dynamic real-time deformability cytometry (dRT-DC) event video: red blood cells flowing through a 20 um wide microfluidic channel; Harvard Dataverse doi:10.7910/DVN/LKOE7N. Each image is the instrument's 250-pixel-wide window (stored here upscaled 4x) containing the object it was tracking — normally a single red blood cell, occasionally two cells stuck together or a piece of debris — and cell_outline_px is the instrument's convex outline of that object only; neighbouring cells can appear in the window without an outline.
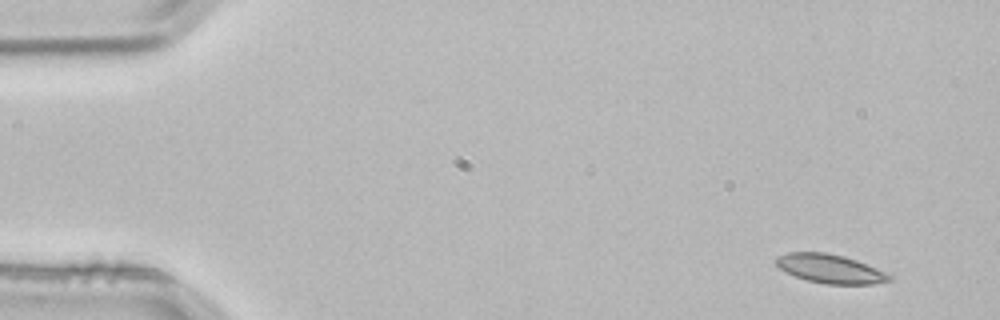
{"species": "common noctule bat (a hibernating species)", "species_latin": "Nyctalus noctula", "temperature_condition": "room temperature", "stored_images_in_passage": 4, "segment_of_instrument_passage": [1, 2], "camera_frame_rate_fps": 3000, "um_per_image_px": 0.085, "animal": {"sex": "male", "body_mass_g": 21.5, "forearm_length_mm": 52.0}, "frame": {"image": 1, "passage_image": 1, "time_ms": 0.0, "image_size_px": [1000, 320], "cell_outline_px": [[892, 280], [872, 284], [824, 284], [808, 280], [796, 276], [780, 268], [776, 264], [776, 256], [788, 252], [824, 252], [844, 256], [856, 260], [876, 268], [892, 276]], "centroid_in_image_um": [70.56, 22.84], "position_along_channel_um": 14.4, "area_um2": 18.84}}